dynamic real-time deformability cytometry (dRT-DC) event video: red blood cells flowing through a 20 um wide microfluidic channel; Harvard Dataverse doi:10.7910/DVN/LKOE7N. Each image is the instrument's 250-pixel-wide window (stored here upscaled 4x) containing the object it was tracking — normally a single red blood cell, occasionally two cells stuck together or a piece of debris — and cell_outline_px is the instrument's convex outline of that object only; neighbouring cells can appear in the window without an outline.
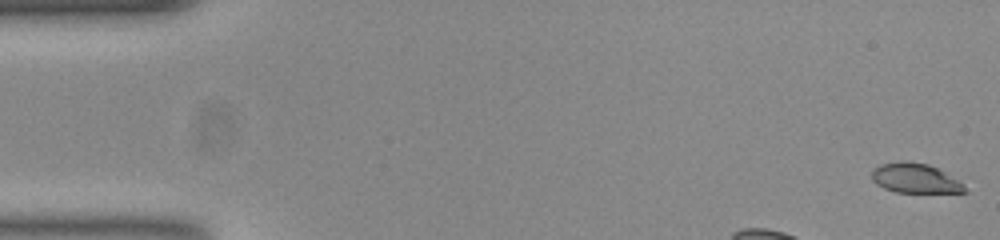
{"species": "common noctule bat (a hibernating species)", "species_latin": "Nyctalus noctula", "temperature_condition": "room temperature", "stored_images_in_passage": 12, "camera_frame_rate_fps": 3000, "um_per_image_px": 0.085, "animal": {"sex": "female", "body_mass_g": 23.0, "forearm_length_mm": 53.4}, "frame": {"image": 1, "passage_image": 1, "time_ms": 0.0, "image_size_px": [1000, 240], "cell_outline_px": [[968, 192], [896, 192], [884, 188], [876, 184], [872, 180], [872, 172], [880, 164], [900, 160], [928, 164], [944, 172], [956, 180]], "centroid_in_image_um": [77.71, 15.14], "position_along_channel_um": 7.3, "area_um2": 15.66}}